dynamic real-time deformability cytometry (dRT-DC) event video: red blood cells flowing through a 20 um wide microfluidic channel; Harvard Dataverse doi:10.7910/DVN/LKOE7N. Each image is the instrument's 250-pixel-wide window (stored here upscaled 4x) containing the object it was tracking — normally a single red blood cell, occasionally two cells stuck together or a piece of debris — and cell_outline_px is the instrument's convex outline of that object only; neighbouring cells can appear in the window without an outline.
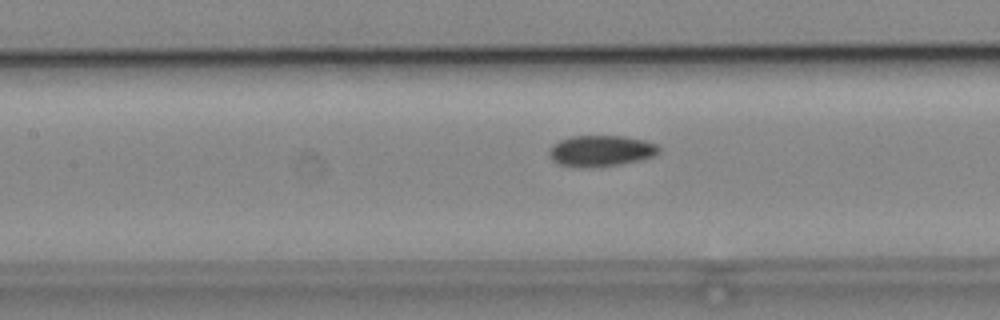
{"species": "common noctule bat (a hibernating species)", "species_latin": "Nyctalus noctula", "temperature_condition": "cold", "stored_images_in_passage": 22, "camera_frame_rate_fps": 3000, "um_per_image_px": 0.085, "animal": {"sex": "male", "body_mass_g": 19.2, "forearm_length_mm": 51.8}, "frame": {"image": 1, "passage_image": 16, "time_ms": 5.0, "image_size_px": [1000, 320], "cell_outline_px": [[660, 148], [652, 156], [612, 164], [560, 164], [552, 156], [552, 148], [556, 144], [564, 140], [576, 136], [620, 136], [640, 140], [656, 144]], "centroid_in_image_um": [51.15, 12.76], "position_along_channel_um": 156.3, "area_um2": 17.69}}
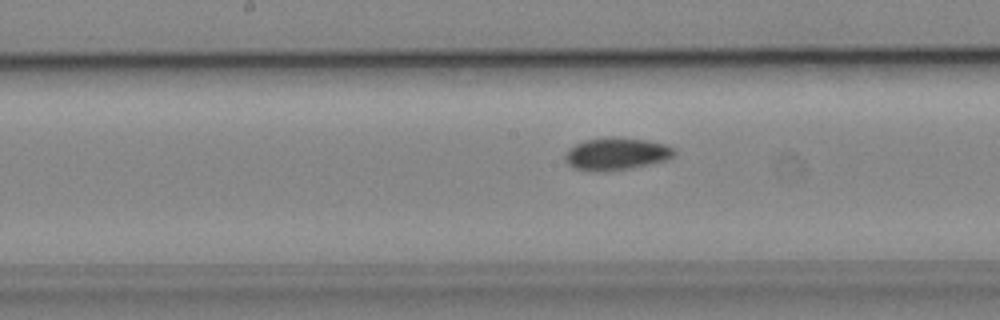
{"frame": {"image": 2, "passage_image": 19, "time_ms": 6.0, "image_size_px": [1000, 320], "cell_outline_px": [[672, 156], [660, 160], [644, 164], [620, 168], [576, 168], [568, 164], [568, 152], [576, 144], [588, 140], [644, 140], [664, 144], [672, 148]], "centroid_in_image_um": [52.41, 13.06], "position_along_channel_um": 195.8, "area_um2": 17.74}}